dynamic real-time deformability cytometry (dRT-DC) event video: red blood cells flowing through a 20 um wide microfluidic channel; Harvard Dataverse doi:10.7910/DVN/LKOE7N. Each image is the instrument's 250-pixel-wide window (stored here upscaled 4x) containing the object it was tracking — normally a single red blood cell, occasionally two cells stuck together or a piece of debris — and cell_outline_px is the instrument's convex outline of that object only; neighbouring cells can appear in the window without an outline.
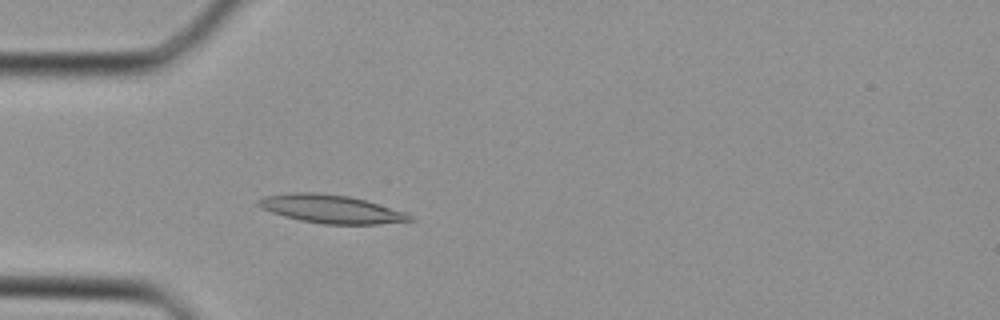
{"species": "Egyptian fruit bat (a non-hibernating species)", "species_latin": "Rousettus aegyptiacus", "temperature_condition": "cold", "stored_images_in_passage": 33, "camera_frame_rate_fps": 3000, "um_per_image_px": 0.085, "animal": {"sex": "female"}, "frame": {"image": 1, "passage_image": 6, "time_ms": 1.667, "image_size_px": [1000, 320], "cell_outline_px": [[416, 220], [376, 224], [324, 224], [300, 220], [272, 212], [256, 204], [256, 200], [264, 196], [292, 192], [312, 192], [348, 196], [364, 200], [404, 212], [412, 216]], "centroid_in_image_um": [28.12, 17.76], "position_along_channel_um": 56.9, "area_um2": 24.57}}
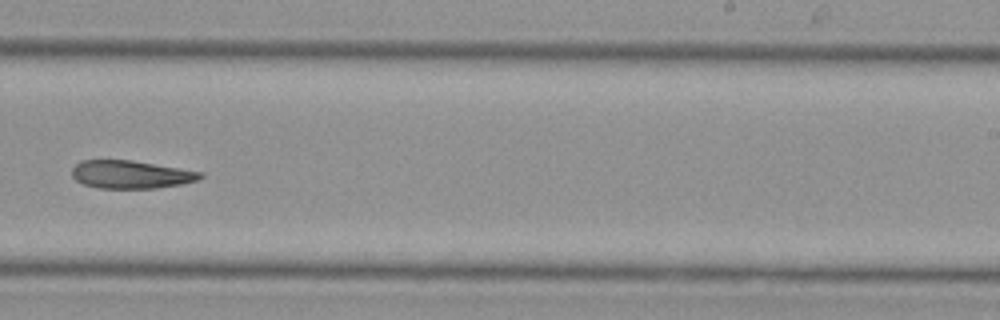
{"frame": {"image": 2, "passage_image": 19, "time_ms": 6.0, "image_size_px": [1000, 320], "cell_outline_px": [[204, 176], [196, 180], [180, 184], [156, 188], [100, 188], [84, 184], [76, 180], [72, 176], [72, 168], [80, 160], [132, 160], [204, 172]], "centroid_in_image_um": [11.12, 14.82], "position_along_channel_um": 277.9, "area_um2": 20.87}}
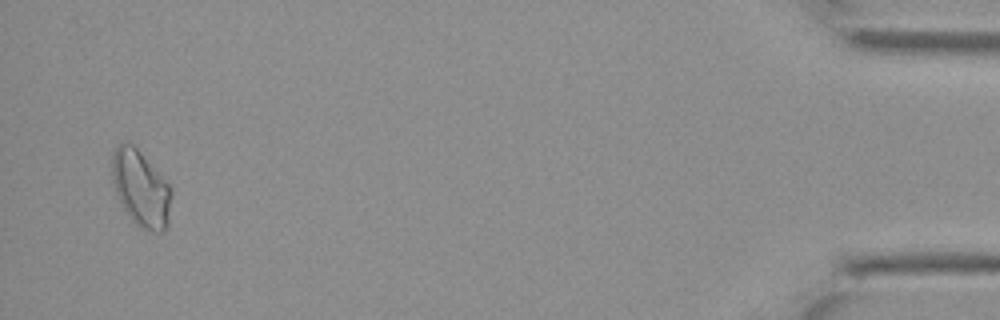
{"frame": {"image": 3, "passage_image": 32, "time_ms": 10.333, "image_size_px": [1000, 320], "cell_outline_px": [[172, 192], [168, 224], [164, 232], [152, 232], [140, 228], [128, 216], [112, 184], [112, 152], [120, 140], [132, 144], [140, 152], [172, 188]], "centroid_in_image_um": [11.96, 16.03], "position_along_channel_um": 423.2, "area_um2": 26.41}}